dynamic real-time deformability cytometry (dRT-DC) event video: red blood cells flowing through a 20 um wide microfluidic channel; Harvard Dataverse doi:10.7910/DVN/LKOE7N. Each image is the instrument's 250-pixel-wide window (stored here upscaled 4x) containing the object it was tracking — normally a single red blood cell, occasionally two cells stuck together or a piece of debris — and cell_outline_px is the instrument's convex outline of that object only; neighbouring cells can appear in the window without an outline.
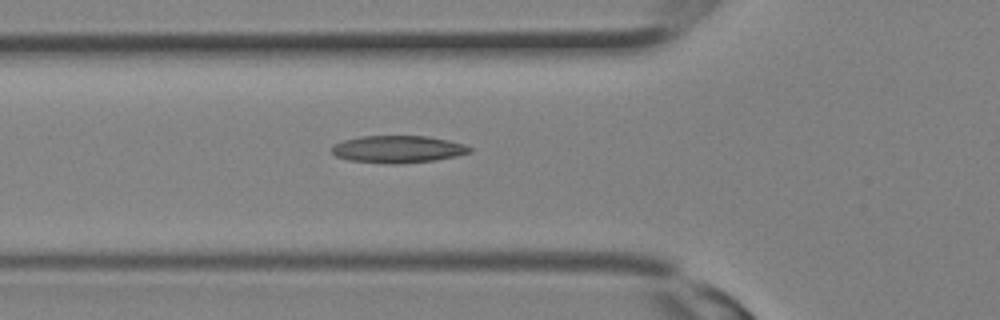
{"species": "Egyptian fruit bat (a non-hibernating species)", "species_latin": "Rousettus aegyptiacus", "temperature_condition": "room temperature", "stored_images_in_passage": 30, "camera_frame_rate_fps": 3000, "um_per_image_px": 0.085, "animal": {"sex": "female"}, "frame": {"image": 1, "passage_image": 11, "time_ms": 3.333, "image_size_px": [1000, 320], "cell_outline_px": [[472, 152], [456, 156], [436, 160], [392, 164], [348, 160], [336, 156], [332, 152], [332, 144], [344, 140], [360, 136], [428, 136], [448, 140], [464, 144], [472, 148]], "centroid_in_image_um": [33.82, 12.68], "position_along_channel_um": 92.0, "area_um2": 21.91}}
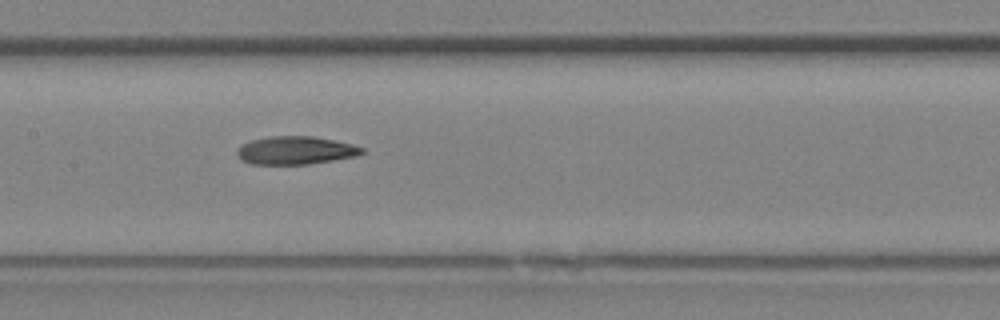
{"frame": {"image": 2, "passage_image": 15, "time_ms": 4.667, "image_size_px": [1000, 320], "cell_outline_px": [[364, 152], [356, 156], [308, 164], [252, 164], [236, 156], [236, 152], [240, 144], [252, 140], [272, 136], [312, 136], [336, 140], [352, 144], [364, 148]], "centroid_in_image_um": [25.11, 12.77], "position_along_channel_um": 182.3, "area_um2": 20.4}}
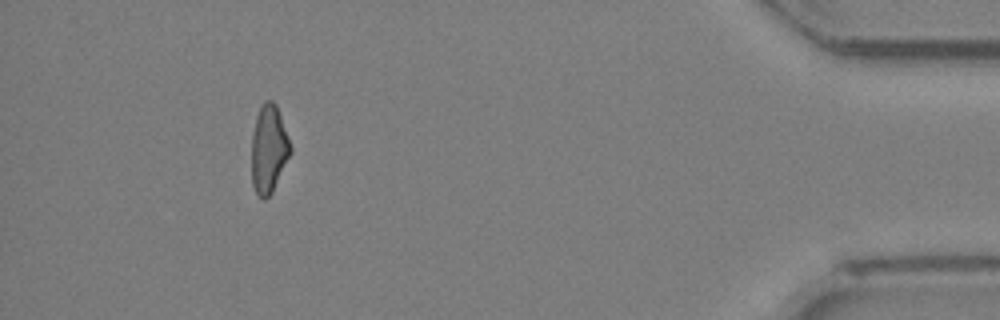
{"frame": {"image": 3, "passage_image": 28, "time_ms": 9.0, "image_size_px": [1000, 320], "cell_outline_px": [[292, 152], [272, 192], [264, 200], [260, 200], [256, 196], [252, 184], [252, 136], [256, 116], [260, 104], [264, 100], [272, 100], [276, 104], [288, 136], [292, 148]], "centroid_in_image_um": [22.84, 12.68], "position_along_channel_um": 412.4, "area_um2": 20.17}}